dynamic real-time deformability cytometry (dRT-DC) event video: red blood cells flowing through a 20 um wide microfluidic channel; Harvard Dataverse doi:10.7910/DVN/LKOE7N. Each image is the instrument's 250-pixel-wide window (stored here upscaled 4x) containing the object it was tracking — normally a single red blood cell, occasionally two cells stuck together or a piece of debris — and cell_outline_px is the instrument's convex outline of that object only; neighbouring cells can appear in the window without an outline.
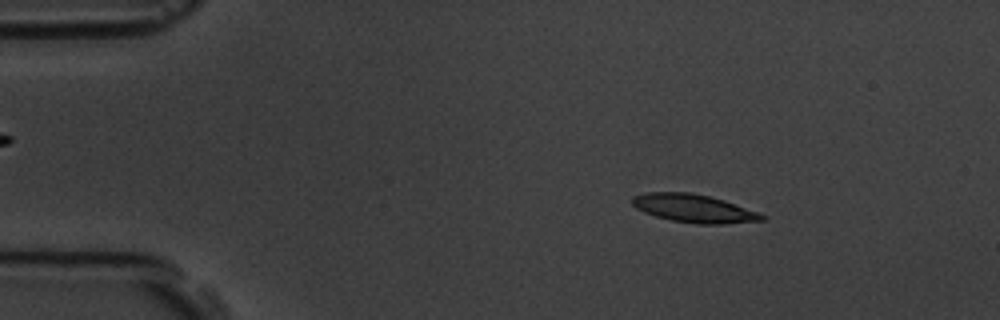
{"species": "common noctule bat (a hibernating species)", "species_latin": "Nyctalus noctula", "temperature_condition": "room temperature", "stored_images_in_passage": 3, "camera_frame_rate_fps": 3000, "um_per_image_px": 0.085, "animal": {"sex": "male", "body_mass_g": 19.5, "forearm_length_mm": 54.6}, "frame": {"image": 1, "passage_image": 1, "time_ms": 0.0, "image_size_px": [1000, 320], "cell_outline_px": [[768, 216], [764, 220], [724, 224], [696, 224], [672, 220], [656, 216], [644, 212], [636, 208], [632, 204], [632, 196], [648, 192], [688, 192], [708, 196], [724, 200]], "centroid_in_image_um": [58.97, 17.72], "position_along_channel_um": 26.0, "area_um2": 21.15}}